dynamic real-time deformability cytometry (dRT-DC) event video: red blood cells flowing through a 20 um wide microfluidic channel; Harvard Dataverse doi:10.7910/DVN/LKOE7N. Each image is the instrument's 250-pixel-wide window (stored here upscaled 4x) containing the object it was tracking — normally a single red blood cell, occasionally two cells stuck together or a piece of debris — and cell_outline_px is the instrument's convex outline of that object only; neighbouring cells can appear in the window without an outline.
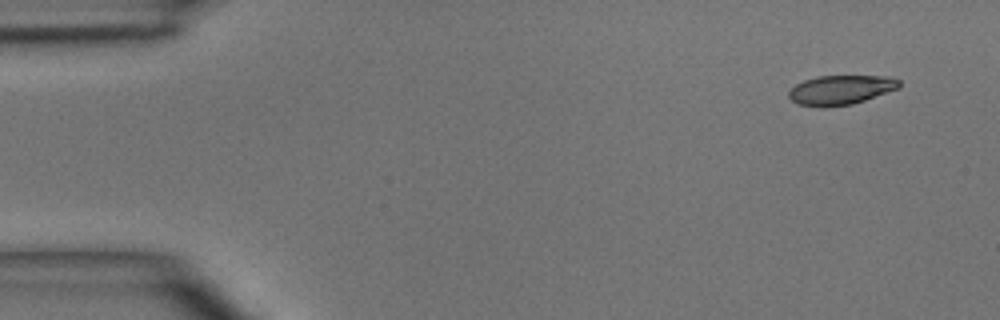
{"species": "common noctule bat (a hibernating species)", "species_latin": "Nyctalus noctula", "temperature_condition": "room temperature", "stored_images_in_passage": 6, "camera_frame_rate_fps": 3000, "um_per_image_px": 0.085, "animal": {"sex": "male", "body_mass_g": 15.6}, "frame": {"image": 1, "passage_image": 1, "time_ms": 0.0, "image_size_px": [1000, 320], "cell_outline_px": [[900, 88], [852, 104], [800, 104], [792, 100], [788, 96], [788, 92], [796, 84], [804, 80], [816, 76], [892, 76], [900, 80]], "centroid_in_image_um": [71.54, 7.58], "position_along_channel_um": 13.5, "area_um2": 18.26}}
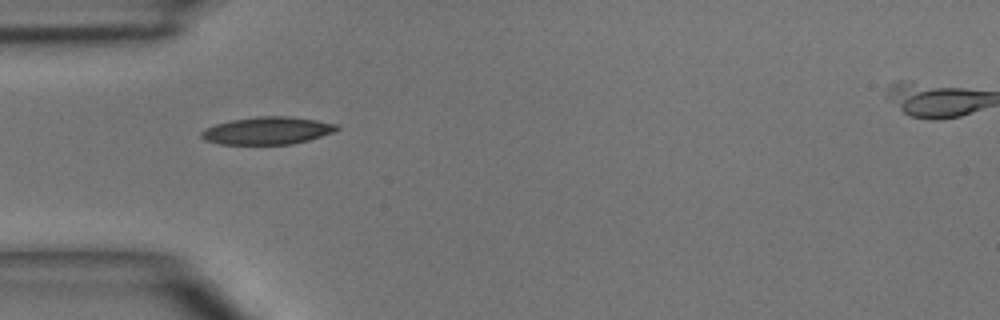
{"frame": {"image": 2, "passage_image": 4, "time_ms": 3.667, "image_size_px": [1000, 320], "cell_outline_px": [[340, 128], [332, 132], [308, 140], [292, 144], [220, 144], [204, 140], [200, 136], [200, 132], [204, 128], [216, 124], [232, 120], [260, 116], [288, 116], [316, 120], [336, 124]], "centroid_in_image_um": [22.68, 11.1], "position_along_channel_um": 62.3, "area_um2": 21.56}}